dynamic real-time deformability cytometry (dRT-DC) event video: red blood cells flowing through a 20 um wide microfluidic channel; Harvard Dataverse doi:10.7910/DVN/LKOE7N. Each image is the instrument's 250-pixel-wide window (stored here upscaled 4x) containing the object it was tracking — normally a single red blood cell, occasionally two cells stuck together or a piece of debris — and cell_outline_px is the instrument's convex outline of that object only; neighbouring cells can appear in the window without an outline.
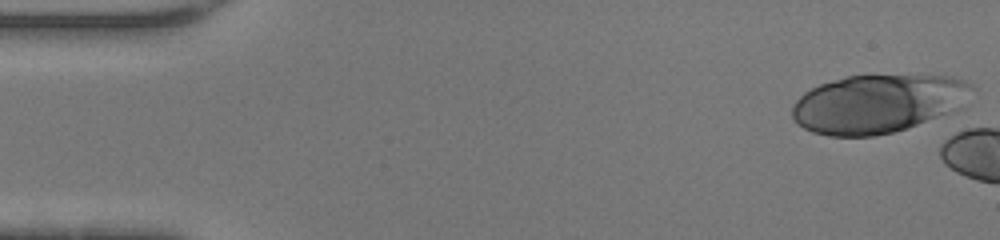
{"species": "human", "species_latin": "Homo sapiens", "temperature_condition": "warm", "stored_images_in_passage": 5, "camera_frame_rate_fps": 3000, "um_per_image_px": 0.085, "donor": {"sex": "female"}, "frame": {"image": 1, "passage_image": 1, "time_ms": 0.0, "image_size_px": [1000, 240], "cell_outline_px": [[976, 88], [964, 108], [956, 112], [908, 128], [892, 132], [872, 136], [828, 136], [812, 132], [796, 124], [792, 116], [792, 104], [804, 92], [820, 84], [844, 76], [952, 76], [964, 80], [972, 84]], "centroid_in_image_um": [74.69, 8.82], "position_along_channel_um": 10.3, "area_um2": 62.02}}